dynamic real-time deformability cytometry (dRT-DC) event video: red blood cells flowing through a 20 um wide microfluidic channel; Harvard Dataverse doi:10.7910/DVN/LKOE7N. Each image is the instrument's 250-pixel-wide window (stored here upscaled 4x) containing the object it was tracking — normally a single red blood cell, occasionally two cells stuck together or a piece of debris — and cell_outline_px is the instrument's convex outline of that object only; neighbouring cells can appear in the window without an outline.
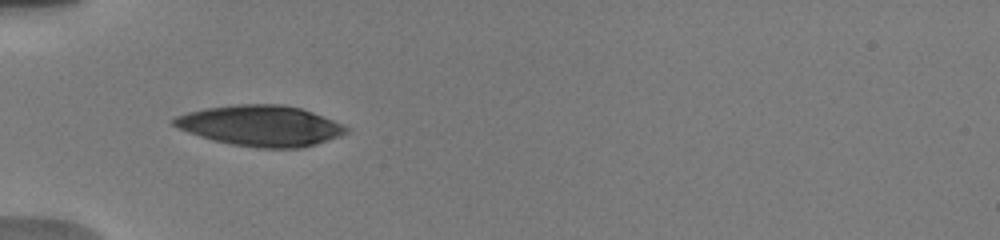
{"species": "human", "species_latin": "Homo sapiens", "temperature_condition": "warm", "stored_images_in_passage": 32, "camera_frame_rate_fps": 3000, "um_per_image_px": 0.085, "donor": {"sex": "male"}, "frame": {"image": 1, "passage_image": 1, "time_ms": 0.0, "image_size_px": [1000, 240], "cell_outline_px": [[348, 132], [340, 136], [316, 144], [300, 148], [256, 148], [232, 144], [212, 140], [188, 132], [172, 124], [172, 120], [176, 116], [188, 112], [204, 108], [236, 104], [284, 104], [300, 108], [312, 112], [332, 120], [348, 128]], "centroid_in_image_um": [22.14, 10.68], "position_along_channel_um": 62.9, "area_um2": 40.69}}
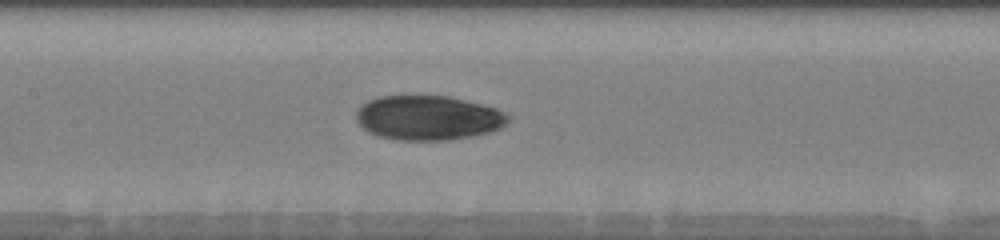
{"frame": {"image": 2, "passage_image": 13, "time_ms": 3.0, "image_size_px": [1000, 240], "cell_outline_px": [[512, 116], [508, 124], [500, 128], [488, 132], [472, 136], [448, 140], [396, 140], [380, 136], [368, 132], [356, 120], [356, 112], [360, 104], [368, 100], [380, 96], [448, 96], [496, 108], [508, 112]], "centroid_in_image_um": [36.42, 10.01], "position_along_channel_um": 171.0, "area_um2": 39.65}}
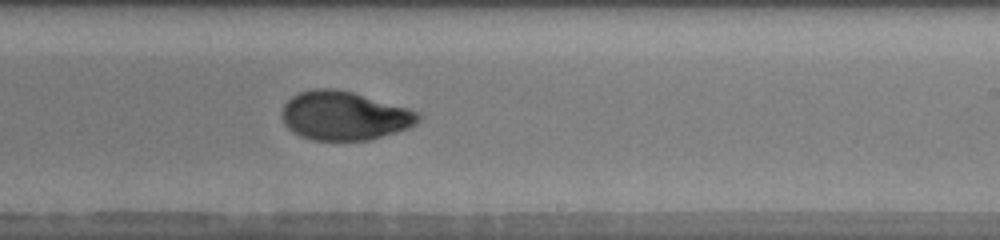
{"frame": {"image": 3, "passage_image": 22, "time_ms": 5.333, "image_size_px": [1000, 240], "cell_outline_px": [[420, 120], [416, 124], [408, 128], [396, 132], [368, 140], [312, 140], [300, 136], [292, 132], [284, 124], [280, 112], [284, 104], [292, 96], [300, 92], [312, 88], [332, 88], [352, 92], [408, 108], [416, 112], [420, 116]], "centroid_in_image_um": [29.22, 9.84], "position_along_channel_um": 259.8, "area_um2": 38.78}}